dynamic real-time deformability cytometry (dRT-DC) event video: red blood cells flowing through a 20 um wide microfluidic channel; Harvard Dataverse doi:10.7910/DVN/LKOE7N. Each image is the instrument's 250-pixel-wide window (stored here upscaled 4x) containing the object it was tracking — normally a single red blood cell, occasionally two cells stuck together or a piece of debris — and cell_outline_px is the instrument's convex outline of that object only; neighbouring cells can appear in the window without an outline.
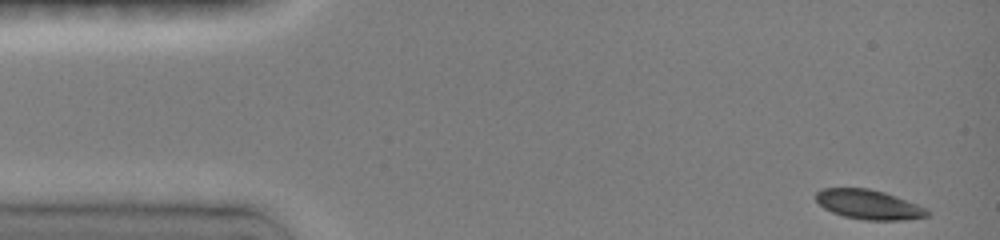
{"species": "common noctule bat (a hibernating species)", "species_latin": "Nyctalus noctula", "temperature_condition": "room temperature", "stored_images_in_passage": 45, "camera_frame_rate_fps": 3000, "um_per_image_px": 0.085, "animal": {"sex": "female", "body_mass_g": 19.0, "forearm_length_mm": 51.5}, "frame": {"image": 1, "passage_image": 1, "time_ms": 0.0, "image_size_px": [1000, 240], "cell_outline_px": [[928, 216], [904, 220], [864, 220], [844, 216], [832, 212], [824, 208], [816, 200], [816, 192], [824, 188], [868, 188], [884, 192], [896, 196], [928, 208]], "centroid_in_image_um": [73.85, 17.38], "position_along_channel_um": 11.1, "area_um2": 19.13}}
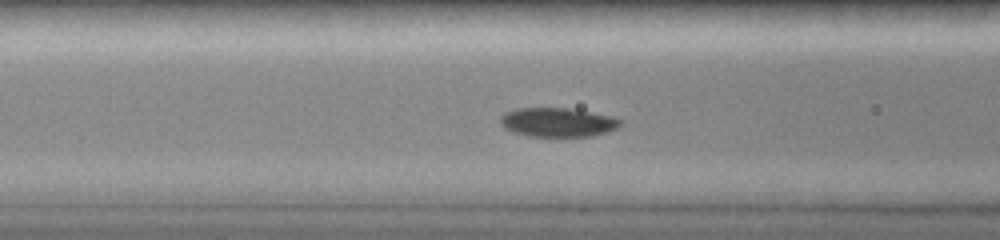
{"frame": {"image": 2, "passage_image": 17, "time_ms": 5.333, "image_size_px": [1000, 240], "cell_outline_px": [[624, 124], [608, 132], [592, 136], [528, 136], [504, 128], [500, 124], [500, 116], [504, 112], [516, 108], [568, 108], [612, 116], [624, 120]], "centroid_in_image_um": [47.43, 10.39], "position_along_channel_um": 119.2, "area_um2": 20.46}}
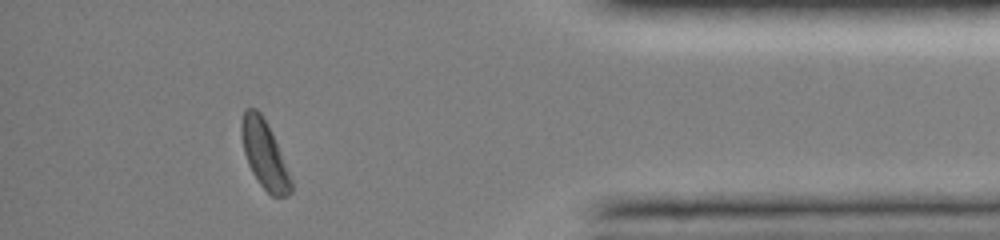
{"frame": {"image": 3, "passage_image": 41, "time_ms": 13.333, "image_size_px": [1000, 240], "cell_outline_px": [[292, 192], [288, 196], [272, 196], [260, 184], [252, 172], [248, 164], [244, 152], [240, 136], [240, 124], [244, 108], [256, 108], [260, 112], [276, 144], [292, 180]], "centroid_in_image_um": [22.43, 13.13], "position_along_channel_um": 412.8, "area_um2": 19.19}}